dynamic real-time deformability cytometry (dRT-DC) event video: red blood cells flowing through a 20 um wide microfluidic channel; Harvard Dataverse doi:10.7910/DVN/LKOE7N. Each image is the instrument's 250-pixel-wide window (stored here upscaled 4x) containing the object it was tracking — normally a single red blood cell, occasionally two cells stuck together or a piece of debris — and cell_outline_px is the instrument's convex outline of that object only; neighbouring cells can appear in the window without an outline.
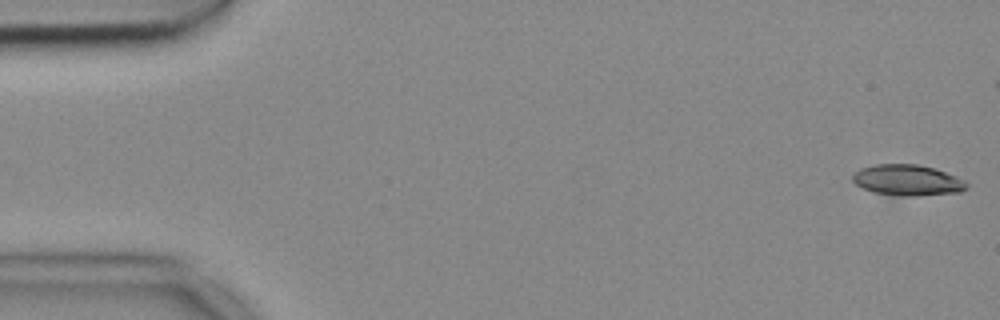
{"species": "common noctule bat (a hibernating species)", "species_latin": "Nyctalus noctula", "temperature_condition": "cold", "stored_images_in_passage": 11, "camera_frame_rate_fps": 3000, "um_per_image_px": 0.085, "animal": {"sex": "female", "body_mass_g": 18.4}, "frame": {"image": 1, "passage_image": 1, "time_ms": 0.0, "image_size_px": [1000, 320], "cell_outline_px": [[968, 188], [960, 192], [916, 196], [888, 196], [872, 192], [856, 184], [852, 180], [852, 176], [860, 168], [876, 164], [916, 164], [932, 168], [956, 176], [964, 180], [968, 184]], "centroid_in_image_um": [77.12, 15.33], "position_along_channel_um": 7.9, "area_um2": 20.63}}